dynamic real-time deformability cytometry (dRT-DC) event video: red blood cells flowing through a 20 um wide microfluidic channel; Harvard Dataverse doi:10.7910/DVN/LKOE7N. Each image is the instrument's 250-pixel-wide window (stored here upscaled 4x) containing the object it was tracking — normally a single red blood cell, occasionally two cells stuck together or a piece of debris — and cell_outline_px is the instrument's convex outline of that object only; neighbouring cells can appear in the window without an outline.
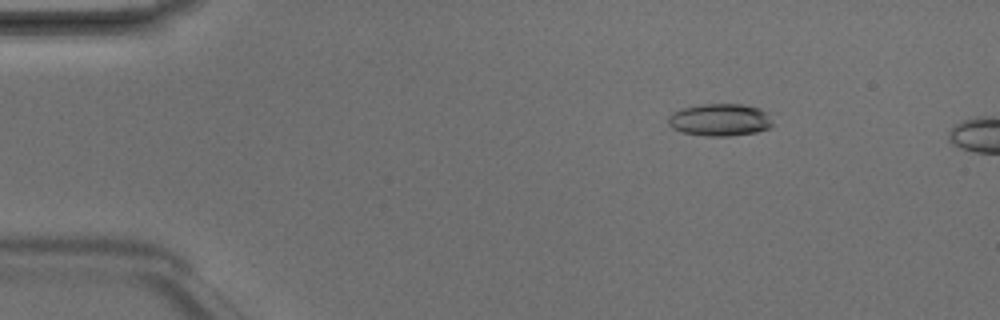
{"species": "Egyptian fruit bat (a non-hibernating species)", "species_latin": "Rousettus aegyptiacus", "temperature_condition": "room temperature", "stored_images_in_passage": 2, "camera_frame_rate_fps": 3000, "um_per_image_px": 0.085, "animal": {"sex": "male"}, "frame": {"image": 1, "passage_image": 1, "time_ms": 0.0, "image_size_px": [1000, 320], "cell_outline_px": [[772, 124], [768, 128], [756, 132], [728, 136], [704, 136], [684, 132], [672, 128], [668, 124], [668, 116], [672, 112], [680, 108], [700, 104], [744, 104], [760, 108], [768, 112]], "centroid_in_image_um": [61.17, 10.17], "position_along_channel_um": 23.8, "area_um2": 19.83}}